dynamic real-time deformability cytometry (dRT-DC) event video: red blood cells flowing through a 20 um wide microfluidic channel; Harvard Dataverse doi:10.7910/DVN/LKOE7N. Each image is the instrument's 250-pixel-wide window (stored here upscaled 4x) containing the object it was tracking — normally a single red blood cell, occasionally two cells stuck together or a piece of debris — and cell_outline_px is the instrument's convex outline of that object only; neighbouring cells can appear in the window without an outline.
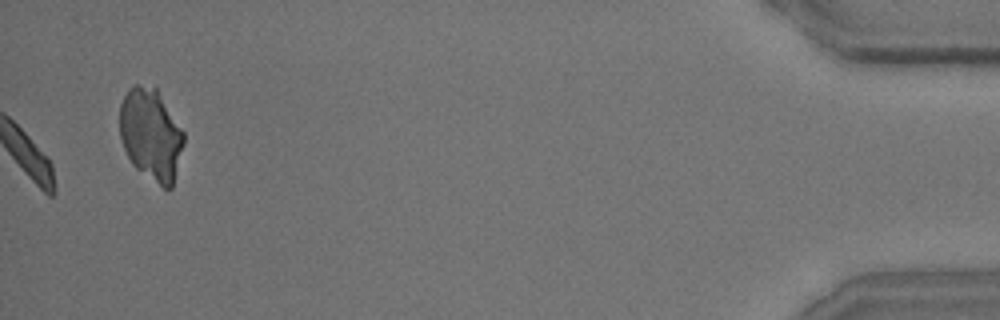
{"species": "common noctule bat (a hibernating species)", "species_latin": "Nyctalus noctula", "temperature_condition": "room temperature", "stored_images_in_passage": 55, "segment_of_instrument_passage": [2, 2], "camera_frame_rate_fps": 3000, "um_per_image_px": 0.085, "animal": {"sex": "male", "body_mass_g": 15.6}, "frame": {"image": 1, "passage_image": 55, "time_ms": 18.0, "image_size_px": [1000, 320], "cell_outline_px": [[184, 144], [172, 188], [164, 188], [136, 168], [132, 164], [124, 148], [120, 136], [120, 104], [128, 88], [132, 84], [140, 84], [156, 88], [184, 132]], "centroid_in_image_um": [12.83, 11.41], "position_along_channel_um": 422.4, "area_um2": 34.1}}